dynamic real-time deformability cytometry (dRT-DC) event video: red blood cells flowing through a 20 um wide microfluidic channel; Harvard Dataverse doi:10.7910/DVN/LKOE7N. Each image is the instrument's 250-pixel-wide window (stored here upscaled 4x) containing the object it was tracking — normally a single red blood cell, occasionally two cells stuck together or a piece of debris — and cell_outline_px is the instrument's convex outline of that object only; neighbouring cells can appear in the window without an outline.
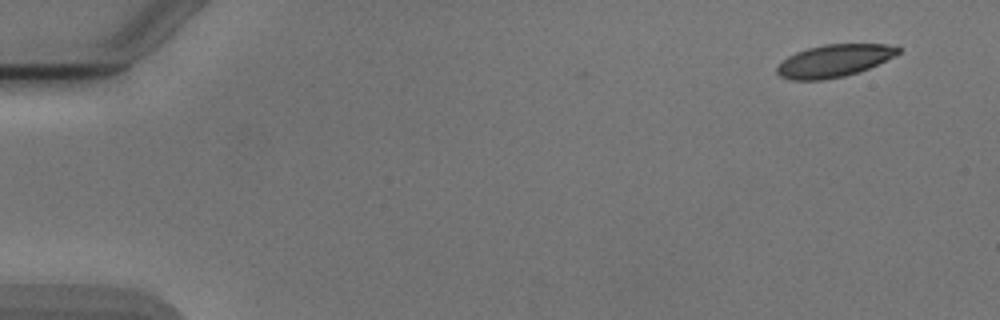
{"species": "Egyptian fruit bat (a non-hibernating species)", "species_latin": "Rousettus aegyptiacus", "temperature_condition": "cold", "stored_images_in_passage": 3, "camera_frame_rate_fps": 3000, "um_per_image_px": 0.085, "animal": {"sex": "male"}, "frame": {"image": 1, "passage_image": 3, "time_ms": 2.333, "image_size_px": [1000, 320], "cell_outline_px": [[900, 52], [896, 56], [860, 72], [844, 76], [824, 80], [792, 80], [780, 76], [776, 72], [776, 68], [788, 56], [796, 52], [808, 48], [824, 44], [884, 44], [900, 48]], "centroid_in_image_um": [70.9, 5.17], "position_along_channel_um": 14.1, "area_um2": 22.89}}